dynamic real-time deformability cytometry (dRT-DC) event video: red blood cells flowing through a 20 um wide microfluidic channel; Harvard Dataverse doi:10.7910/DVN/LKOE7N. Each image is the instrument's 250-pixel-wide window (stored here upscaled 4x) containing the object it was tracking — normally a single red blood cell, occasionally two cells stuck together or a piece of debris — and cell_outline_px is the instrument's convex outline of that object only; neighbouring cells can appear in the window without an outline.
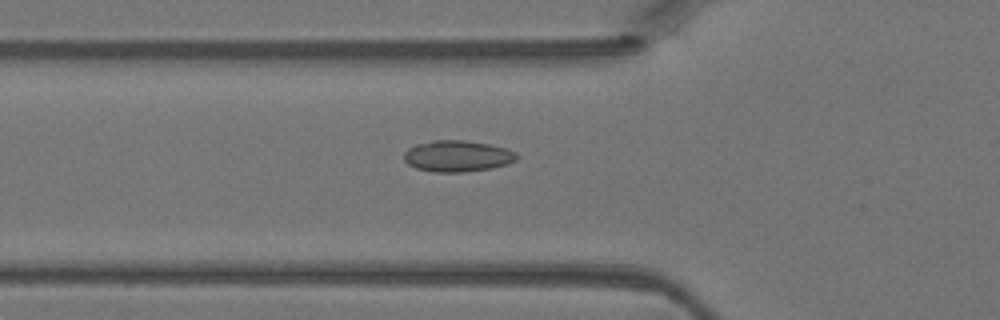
{"species": "Egyptian fruit bat (a non-hibernating species)", "species_latin": "Rousettus aegyptiacus", "temperature_condition": "warm", "stored_images_in_passage": 46, "camera_frame_rate_fps": 3000, "um_per_image_px": 0.085, "animal": {"sex": "female"}, "frame": {"image": 1, "passage_image": 16, "time_ms": 5.0, "image_size_px": [1000, 320], "cell_outline_px": [[520, 156], [516, 160], [508, 164], [492, 168], [464, 172], [432, 172], [416, 168], [408, 164], [404, 160], [404, 152], [408, 148], [416, 144], [432, 140], [464, 140], [488, 144], [508, 148], [516, 152]], "centroid_in_image_um": [38.9, 13.27], "position_along_channel_um": 86.9, "area_um2": 20.81}}
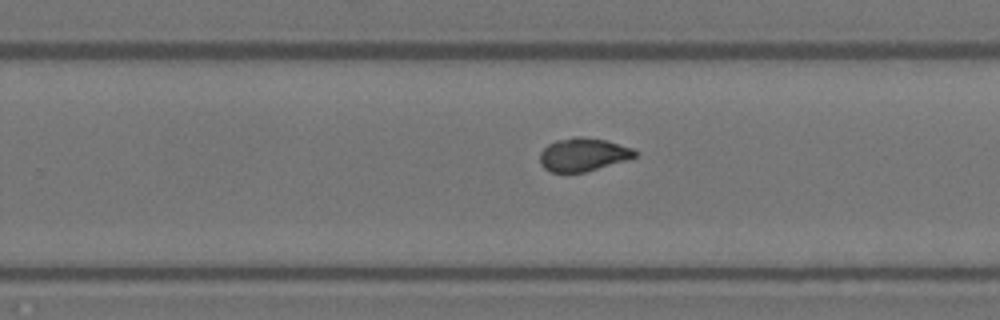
{"frame": {"image": 2, "passage_image": 29, "time_ms": 9.333, "image_size_px": [1000, 320], "cell_outline_px": [[640, 152], [636, 156], [624, 160], [584, 172], [552, 172], [544, 168], [540, 164], [540, 152], [548, 144], [556, 140], [576, 136], [580, 136], [604, 140], [632, 148]], "centroid_in_image_um": [49.53, 13.13], "position_along_channel_um": 280.3, "area_um2": 18.15}}
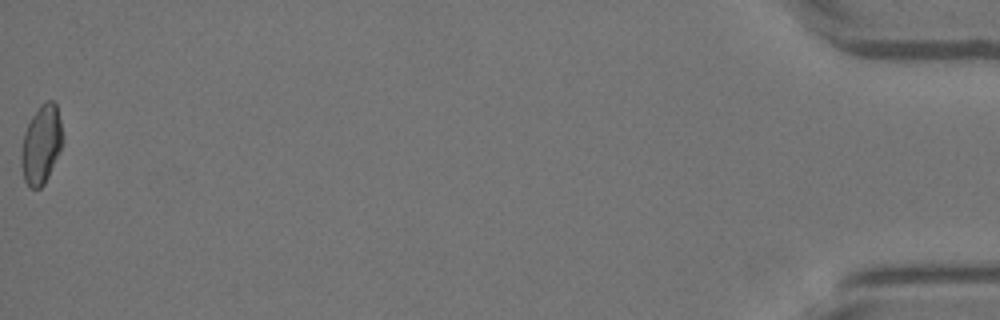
{"frame": {"image": 3, "passage_image": 46, "time_ms": 15.0, "image_size_px": [1000, 320], "cell_outline_px": [[64, 136], [60, 148], [48, 176], [44, 184], [40, 188], [32, 188], [24, 180], [20, 164], [20, 152], [24, 132], [32, 116], [40, 104], [48, 100], [52, 100], [56, 104]], "centroid_in_image_um": [3.49, 12.26], "position_along_channel_um": 431.7, "area_um2": 18.9}}